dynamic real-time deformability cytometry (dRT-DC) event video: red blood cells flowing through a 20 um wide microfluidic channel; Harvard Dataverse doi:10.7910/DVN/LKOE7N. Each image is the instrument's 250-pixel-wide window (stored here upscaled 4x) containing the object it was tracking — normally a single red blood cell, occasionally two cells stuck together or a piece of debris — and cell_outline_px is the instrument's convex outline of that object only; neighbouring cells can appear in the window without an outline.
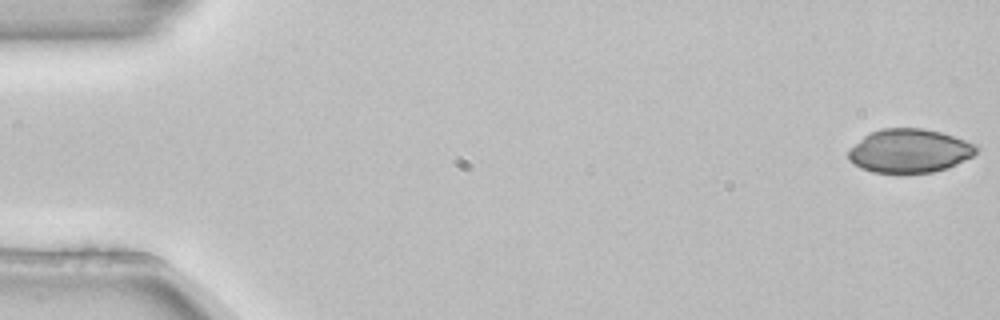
{"species": "common noctule bat (a hibernating species)", "species_latin": "Nyctalus noctula", "temperature_condition": "room temperature", "stored_images_in_passage": 5, "camera_frame_rate_fps": 3000, "um_per_image_px": 0.085, "animal": {"sex": "female", "body_mass_g": 22.7, "forearm_length_mm": 54.2}, "frame": {"image": 1, "passage_image": 1, "time_ms": 0.0, "image_size_px": [1000, 320], "cell_outline_px": [[980, 148], [972, 156], [948, 168], [932, 172], [904, 176], [900, 176], [872, 172], [860, 168], [848, 160], [848, 148], [864, 136], [872, 132], [884, 128], [924, 128], [940, 132], [976, 144]], "centroid_in_image_um": [77.27, 12.87], "position_along_channel_um": 7.7, "area_um2": 33.41}}